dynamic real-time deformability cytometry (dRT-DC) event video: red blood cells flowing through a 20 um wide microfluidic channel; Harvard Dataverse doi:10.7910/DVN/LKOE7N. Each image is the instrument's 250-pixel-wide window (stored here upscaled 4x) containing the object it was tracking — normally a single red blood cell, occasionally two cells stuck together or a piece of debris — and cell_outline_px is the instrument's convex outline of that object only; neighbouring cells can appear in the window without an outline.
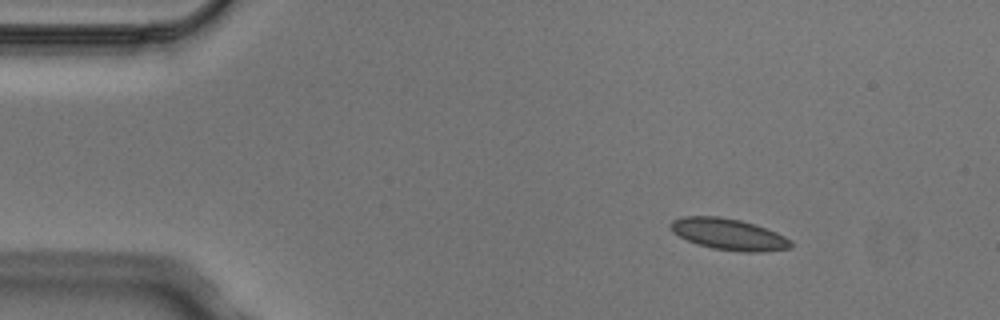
{"species": "Egyptian fruit bat (a non-hibernating species)", "species_latin": "Rousettus aegyptiacus", "temperature_condition": "cold", "stored_images_in_passage": 5, "camera_frame_rate_fps": 3000, "um_per_image_px": 0.085, "animal": {"sex": "male"}, "frame": {"image": 1, "passage_image": 2, "time_ms": 0.333, "image_size_px": [1000, 320], "cell_outline_px": [[792, 248], [760, 252], [740, 252], [712, 248], [696, 244], [672, 232], [668, 228], [668, 224], [672, 220], [684, 216], [720, 216], [740, 220], [756, 224], [776, 232], [792, 240]], "centroid_in_image_um": [61.93, 19.91], "position_along_channel_um": 23.1, "area_um2": 22.25}}
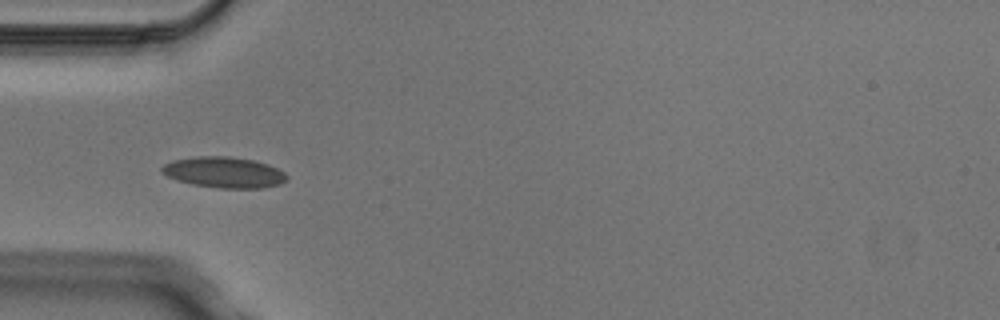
{"frame": {"image": 2, "passage_image": 4, "time_ms": 1.0, "image_size_px": [1000, 320], "cell_outline_px": [[288, 180], [280, 184], [264, 188], [220, 188], [192, 184], [176, 180], [160, 172], [160, 168], [164, 164], [172, 160], [196, 156], [228, 156], [252, 160], [268, 164], [284, 172], [288, 176]], "centroid_in_image_um": [19.03, 14.65], "position_along_channel_um": 66.0, "area_um2": 22.6}}
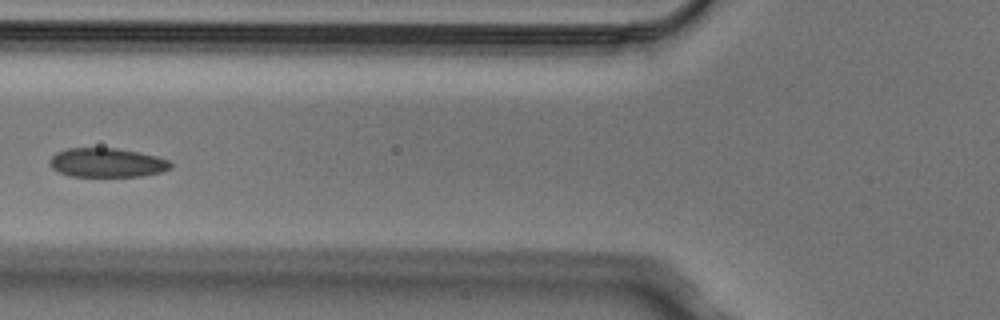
{"frame": {"image": 3, "passage_image": 5, "time_ms": 1.333, "image_size_px": [1000, 320], "cell_outline_px": [[172, 168], [160, 172], [144, 176], [68, 176], [52, 168], [48, 164], [48, 160], [56, 152], [68, 148], [116, 148], [156, 156], [172, 160]], "centroid_in_image_um": [9.09, 13.83], "position_along_channel_um": 116.7, "area_um2": 20.63}}